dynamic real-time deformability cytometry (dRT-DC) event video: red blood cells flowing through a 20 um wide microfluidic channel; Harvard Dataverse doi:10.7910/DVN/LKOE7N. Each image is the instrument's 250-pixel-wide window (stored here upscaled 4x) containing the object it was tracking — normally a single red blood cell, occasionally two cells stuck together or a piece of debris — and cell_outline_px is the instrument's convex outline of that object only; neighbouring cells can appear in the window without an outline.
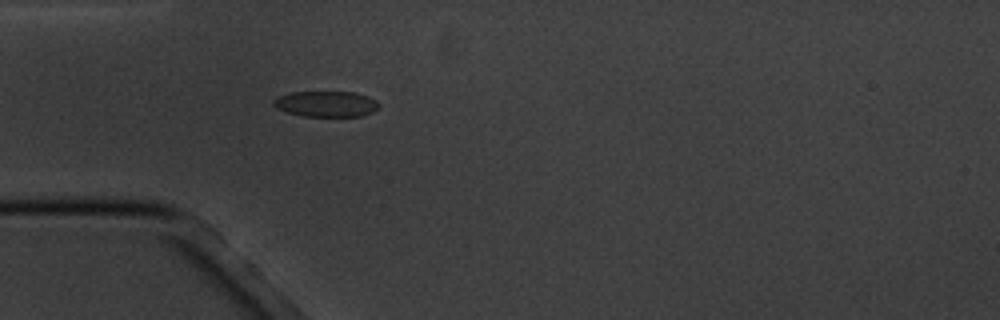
{"species": "common noctule bat (a hibernating species)", "species_latin": "Nyctalus noctula", "temperature_condition": "cold", "stored_images_in_passage": 4, "camera_frame_rate_fps": 3000, "um_per_image_px": 0.085, "animal": {"sex": "male", "body_mass_g": 20.1, "forearm_length_mm": 53.5}, "frame": {"image": 1, "passage_image": 4, "time_ms": 4.667, "image_size_px": [1000, 320], "cell_outline_px": [[380, 108], [372, 112], [360, 116], [304, 116], [288, 112], [276, 108], [272, 104], [272, 100], [276, 96], [292, 92], [356, 92], [368, 96], [376, 100], [380, 104]], "centroid_in_image_um": [27.72, 8.82], "position_along_channel_um": 57.3, "area_um2": 15.95}}